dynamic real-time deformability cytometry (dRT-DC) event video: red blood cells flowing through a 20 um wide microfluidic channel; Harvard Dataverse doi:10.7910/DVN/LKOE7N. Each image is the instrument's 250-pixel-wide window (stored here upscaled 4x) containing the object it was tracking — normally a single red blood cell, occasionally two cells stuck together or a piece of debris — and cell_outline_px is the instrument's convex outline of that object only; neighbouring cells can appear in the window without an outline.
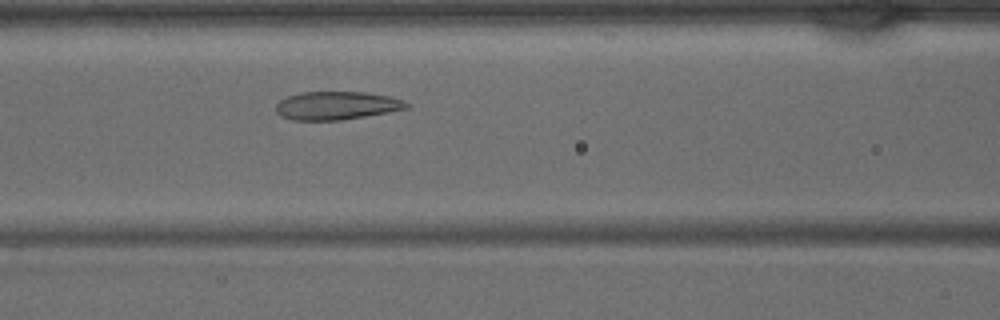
{"species": "common noctule bat (a hibernating species)", "species_latin": "Nyctalus noctula", "temperature_condition": "warm", "stored_images_in_passage": 34, "camera_frame_rate_fps": 3000, "um_per_image_px": 0.085, "animal": {"sex": "male", "body_mass_g": 15.6}, "frame": {"image": 1, "passage_image": 10, "time_ms": 3.0, "image_size_px": [1000, 320], "cell_outline_px": [[408, 108], [388, 112], [340, 120], [292, 120], [280, 116], [276, 112], [276, 104], [280, 100], [288, 96], [304, 92], [364, 92], [388, 96], [404, 100], [408, 104]], "centroid_in_image_um": [28.58, 8.97], "position_along_channel_um": 138.0, "area_um2": 21.33}}
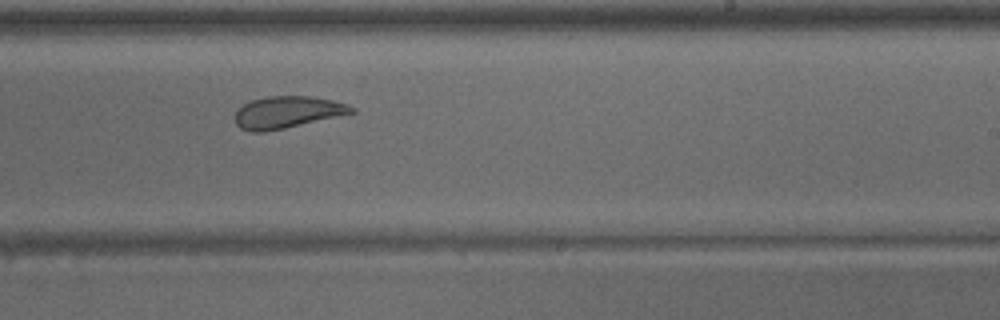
{"frame": {"image": 2, "passage_image": 18, "time_ms": 5.667, "image_size_px": [1000, 320], "cell_outline_px": [[356, 112], [284, 128], [264, 132], [252, 132], [240, 128], [236, 124], [236, 112], [244, 104], [252, 100], [268, 96], [308, 96], [332, 100], [356, 108]], "centroid_in_image_um": [24.41, 9.54], "position_along_channel_um": 264.6, "area_um2": 21.33}}
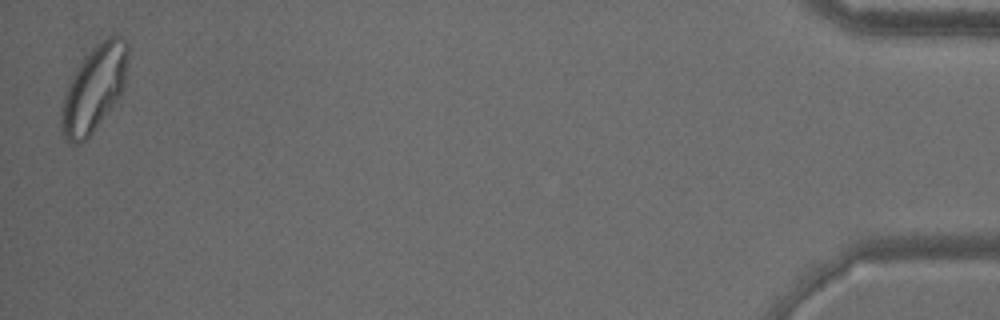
{"frame": {"image": 3, "passage_image": 34, "time_ms": 11.0, "image_size_px": [1000, 320], "cell_outline_px": [[128, 60], [124, 88], [120, 96], [92, 132], [80, 144], [72, 144], [64, 140], [60, 128], [60, 116], [64, 96], [72, 76], [80, 64], [92, 48], [96, 44], [112, 32], [116, 32], [128, 44]], "centroid_in_image_um": [8.01, 7.51], "position_along_channel_um": 427.2, "area_um2": 33.35}}